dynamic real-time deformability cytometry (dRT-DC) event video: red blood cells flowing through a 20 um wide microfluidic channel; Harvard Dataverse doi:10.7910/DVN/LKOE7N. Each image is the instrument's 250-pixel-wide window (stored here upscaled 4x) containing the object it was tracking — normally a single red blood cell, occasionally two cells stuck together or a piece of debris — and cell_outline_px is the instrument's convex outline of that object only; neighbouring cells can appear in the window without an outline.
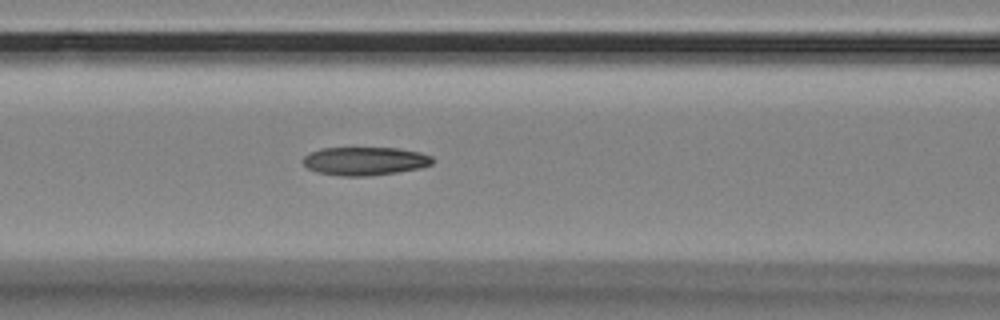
{"species": "Egyptian fruit bat (a non-hibernating species)", "species_latin": "Rousettus aegyptiacus", "temperature_condition": "room temperature", "stored_images_in_passage": 50, "camera_frame_rate_fps": 3000, "um_per_image_px": 0.085, "animal": {"sex": "female"}, "frame": {"image": 1, "passage_image": 17, "time_ms": 5.333, "image_size_px": [1000, 320], "cell_outline_px": [[432, 164], [420, 168], [396, 172], [368, 176], [340, 176], [320, 172], [308, 168], [304, 164], [304, 156], [320, 148], [396, 148], [420, 152], [432, 156]], "centroid_in_image_um": [31.03, 13.69], "position_along_channel_um": 135.6, "area_um2": 21.15}}
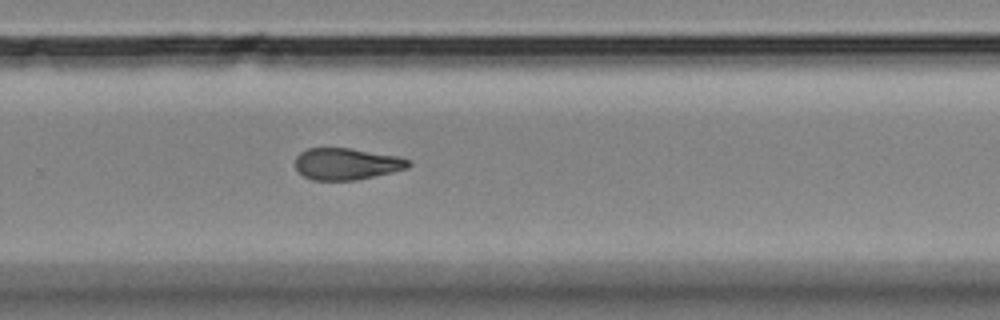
{"frame": {"image": 2, "passage_image": 31, "time_ms": 10.0, "image_size_px": [1000, 320], "cell_outline_px": [[412, 164], [408, 168], [392, 172], [356, 180], [312, 180], [304, 176], [296, 168], [296, 156], [300, 152], [308, 148], [352, 148], [396, 156], [408, 160]], "centroid_in_image_um": [29.45, 13.93], "position_along_channel_um": 300.3, "area_um2": 20.81}}
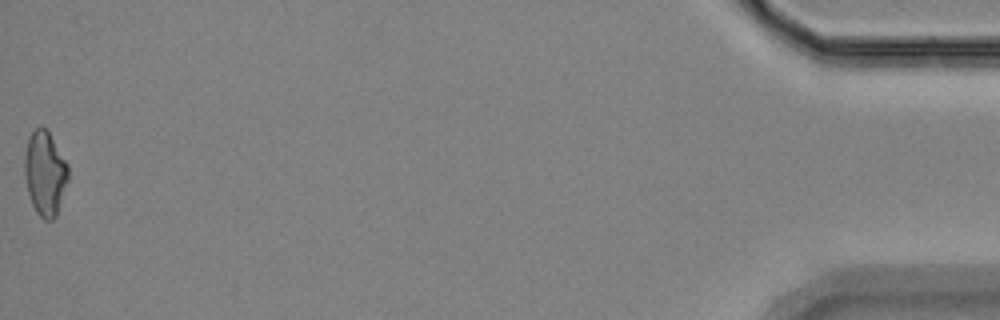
{"frame": {"image": 3, "passage_image": 50, "time_ms": 16.333, "image_size_px": [1000, 320], "cell_outline_px": [[68, 180], [56, 216], [52, 220], [44, 220], [36, 212], [32, 204], [28, 192], [24, 176], [24, 156], [28, 140], [32, 132], [40, 124], [48, 132], [68, 164]], "centroid_in_image_um": [3.81, 14.74], "position_along_channel_um": 431.4, "area_um2": 21.33}, "authors_computed_cell_mechanics": {"area_um2": 21.386, "velocity_mm_per_s": 3.5385, "shape_relaxation_time_tau1_ms": null, "shape_relaxation_time_tau2_ms": 5.3611, "deformation_change_tau1": null, "deformation_change_tau2": 0.1387}}